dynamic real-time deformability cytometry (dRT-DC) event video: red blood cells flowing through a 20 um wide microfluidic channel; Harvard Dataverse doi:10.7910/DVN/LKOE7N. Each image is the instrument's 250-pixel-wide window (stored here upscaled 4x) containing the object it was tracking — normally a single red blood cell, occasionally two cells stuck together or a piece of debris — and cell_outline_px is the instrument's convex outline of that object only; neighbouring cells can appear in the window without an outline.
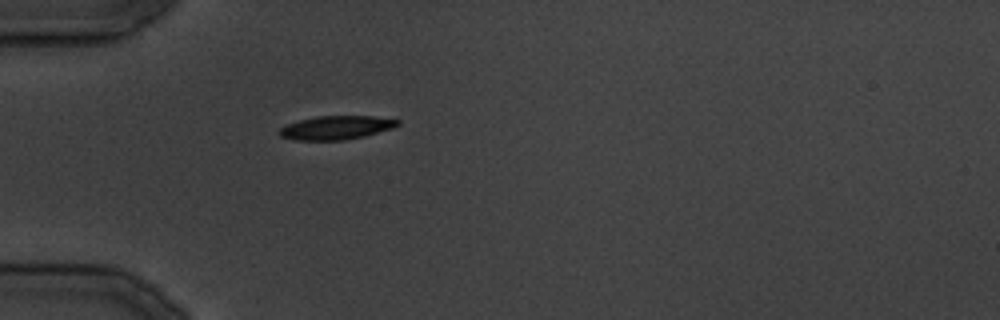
{"species": "common noctule bat (a hibernating species)", "species_latin": "Nyctalus noctula", "temperature_condition": "cold", "stored_images_in_passage": 14, "camera_frame_rate_fps": 3000, "um_per_image_px": 0.085, "animal": {"sex": "male", "body_mass_g": 19.5, "forearm_length_mm": 54.6}, "frame": {"image": 1, "passage_image": 1, "time_ms": 0.0, "image_size_px": [1000, 320], "cell_outline_px": [[400, 124], [392, 128], [364, 136], [344, 140], [292, 140], [280, 136], [276, 132], [280, 128], [288, 124], [300, 120], [316, 116], [372, 116], [400, 120]], "centroid_in_image_um": [28.54, 10.85], "position_along_channel_um": 56.5, "area_um2": 16.3}}
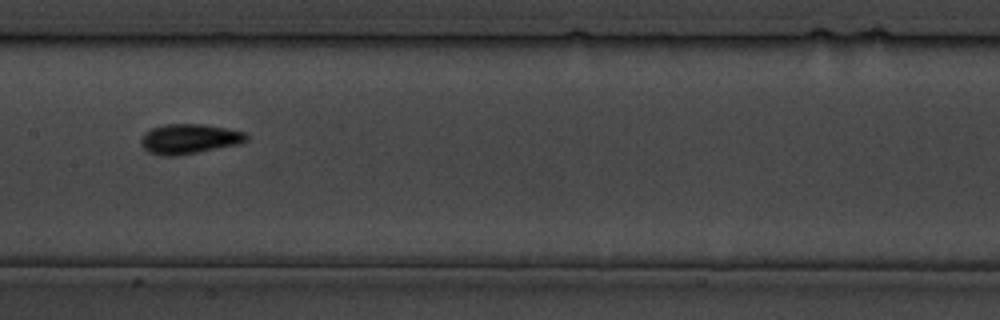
{"frame": {"image": 2, "passage_image": 8, "time_ms": 9.0, "image_size_px": [1000, 320], "cell_outline_px": [[248, 140], [240, 144], [176, 156], [160, 156], [148, 152], [140, 144], [140, 140], [144, 132], [152, 128], [164, 124], [204, 124], [228, 128], [244, 132], [248, 136]], "centroid_in_image_um": [16.07, 11.8], "position_along_channel_um": 191.3, "area_um2": 18.55}}
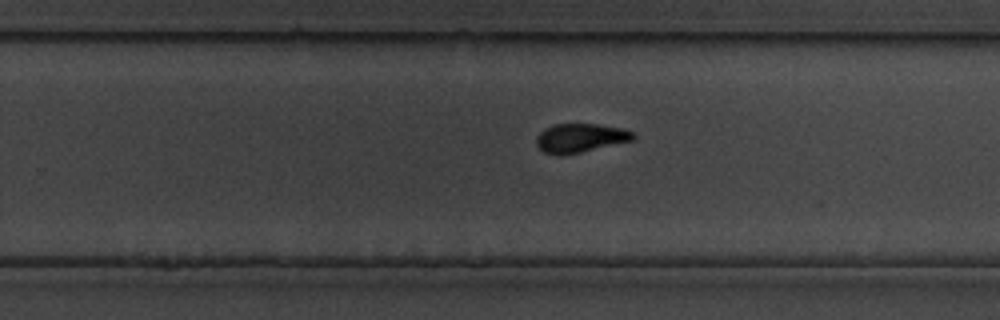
{"frame": {"image": 3, "passage_image": 13, "time_ms": 14.667, "image_size_px": [1000, 320], "cell_outline_px": [[636, 136], [632, 140], [580, 152], [544, 152], [536, 144], [536, 136], [544, 128], [556, 124], [596, 124], [624, 128], [636, 132]], "centroid_in_image_um": [49.38, 11.67], "position_along_channel_um": 280.4, "area_um2": 15.78}}